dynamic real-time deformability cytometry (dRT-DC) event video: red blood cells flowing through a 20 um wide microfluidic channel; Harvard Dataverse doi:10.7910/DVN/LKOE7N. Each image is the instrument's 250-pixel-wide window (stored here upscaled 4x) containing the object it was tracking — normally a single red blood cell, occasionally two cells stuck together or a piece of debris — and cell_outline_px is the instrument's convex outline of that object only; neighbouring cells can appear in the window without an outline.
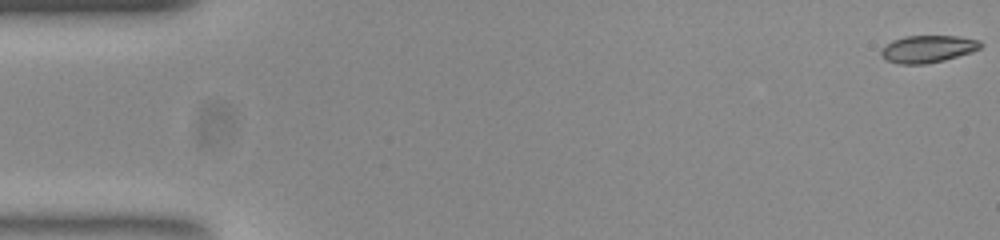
{"species": "common noctule bat (a hibernating species)", "species_latin": "Nyctalus noctula", "temperature_condition": "room temperature", "stored_images_in_passage": 54, "camera_frame_rate_fps": 3000, "um_per_image_px": 0.085, "animal": {"sex": "female", "body_mass_g": 23.0, "forearm_length_mm": 53.4}, "frame": {"image": 1, "passage_image": 1, "time_ms": 0.0, "image_size_px": [1000, 240], "cell_outline_px": [[984, 44], [980, 48], [972, 52], [944, 60], [924, 64], [900, 64], [884, 60], [880, 56], [880, 52], [892, 40], [904, 36], [960, 36], [980, 40]], "centroid_in_image_um": [78.88, 4.16], "position_along_channel_um": 6.1, "area_um2": 15.9}}
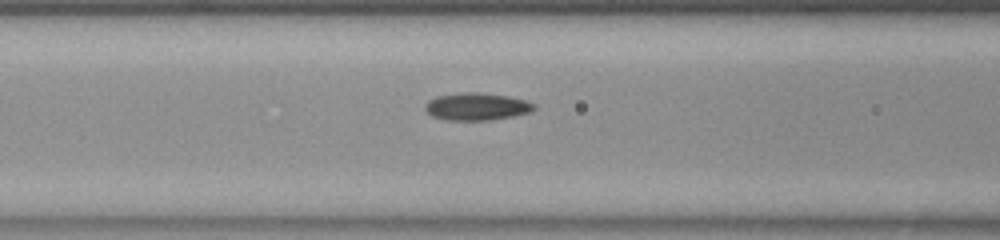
{"frame": {"image": 2, "passage_image": 22, "time_ms": 7.0, "image_size_px": [1000, 240], "cell_outline_px": [[536, 108], [528, 112], [512, 116], [488, 120], [448, 120], [432, 116], [424, 108], [424, 104], [428, 100], [436, 96], [464, 92], [480, 92], [508, 96], [524, 100], [536, 104]], "centroid_in_image_um": [40.49, 9.05], "position_along_channel_um": 126.1, "area_um2": 17.34}}
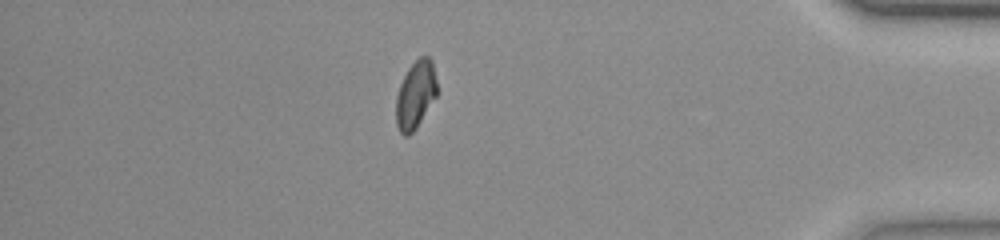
{"frame": {"image": 3, "passage_image": 47, "time_ms": 15.333, "image_size_px": [1000, 240], "cell_outline_px": [[436, 96], [416, 128], [408, 136], [404, 136], [400, 132], [396, 124], [396, 96], [400, 84], [408, 68], [420, 56], [428, 56], [432, 60], [436, 80]], "centroid_in_image_um": [35.3, 8.06], "position_along_channel_um": 399.9, "area_um2": 16.01}, "authors_computed_cell_mechanics": {"area_um2": 16.5886, "velocity_mm_per_s": 3.7928, "shape_relaxation_time_tau1_ms": null, "shape_relaxation_time_tau2_ms": 2.8679, "deformation_change_tau1": null, "deformation_change_tau2": 0.0791}}